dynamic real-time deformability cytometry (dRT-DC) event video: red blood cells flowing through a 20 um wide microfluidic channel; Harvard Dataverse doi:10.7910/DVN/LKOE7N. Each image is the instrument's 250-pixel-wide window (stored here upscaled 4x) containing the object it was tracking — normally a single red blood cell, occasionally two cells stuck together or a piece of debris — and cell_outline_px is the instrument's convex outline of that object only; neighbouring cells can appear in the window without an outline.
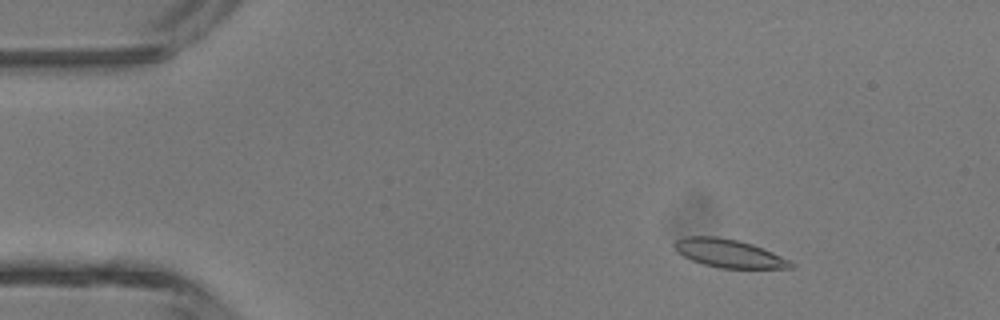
{"species": "common noctule bat (a hibernating species)", "species_latin": "Nyctalus noctula", "temperature_condition": "room temperature", "stored_images_in_passage": 46, "camera_frame_rate_fps": 3000, "um_per_image_px": 0.085, "animal": {"sex": "male", "body_mass_g": 13.3}, "frame": {"image": 1, "passage_image": 6, "time_ms": 1.667, "image_size_px": [1000, 320], "cell_outline_px": [[796, 268], [720, 268], [704, 264], [692, 260], [676, 252], [672, 244], [676, 240], [684, 236], [716, 236], [736, 240], [752, 244], [772, 252], [796, 264]], "centroid_in_image_um": [61.93, 21.53], "position_along_channel_um": 23.1, "area_um2": 19.13}}
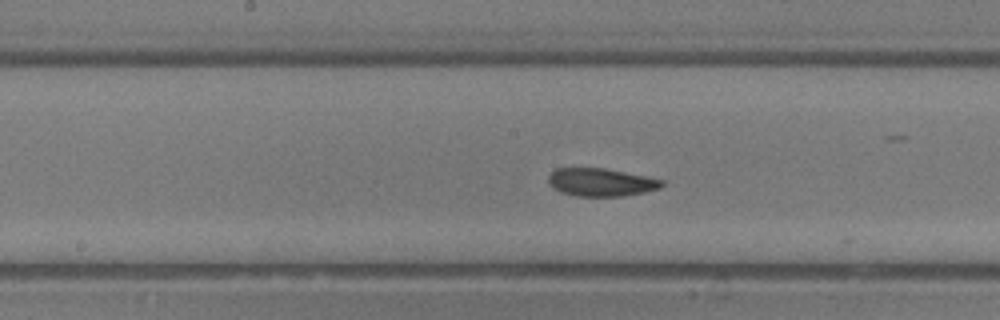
{"frame": {"image": 2, "passage_image": 23, "time_ms": 7.333, "image_size_px": [1000, 320], "cell_outline_px": [[664, 184], [660, 188], [644, 192], [624, 196], [576, 196], [560, 192], [552, 188], [548, 184], [548, 176], [556, 168], [604, 168], [664, 180]], "centroid_in_image_um": [51.05, 15.5], "position_along_channel_um": 197.2, "area_um2": 18.5}}
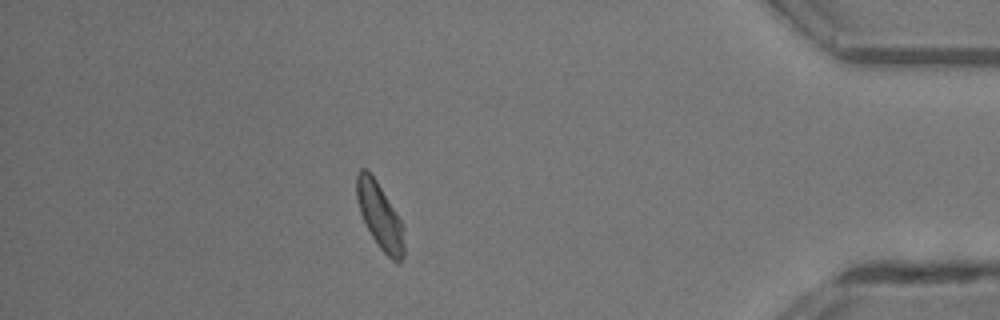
{"frame": {"image": 3, "passage_image": 40, "time_ms": 13.0, "image_size_px": [1000, 320], "cell_outline_px": [[404, 256], [400, 264], [396, 264], [380, 248], [372, 236], [360, 212], [356, 200], [356, 176], [360, 168], [364, 168], [376, 180], [396, 212], [404, 228]], "centroid_in_image_um": [32.3, 18.39], "position_along_channel_um": 402.9, "area_um2": 18.15}, "authors_computed_cell_mechanics": {"area_um2": 18.9006, "velocity_mm_per_s": 4.4595, "shape_relaxation_time_tau1_ms": 2.5307, "shape_relaxation_time_tau2_ms": 2.2081, "deformation_change_tau1": 0.1098, "deformation_change_tau2": 0.0833}}